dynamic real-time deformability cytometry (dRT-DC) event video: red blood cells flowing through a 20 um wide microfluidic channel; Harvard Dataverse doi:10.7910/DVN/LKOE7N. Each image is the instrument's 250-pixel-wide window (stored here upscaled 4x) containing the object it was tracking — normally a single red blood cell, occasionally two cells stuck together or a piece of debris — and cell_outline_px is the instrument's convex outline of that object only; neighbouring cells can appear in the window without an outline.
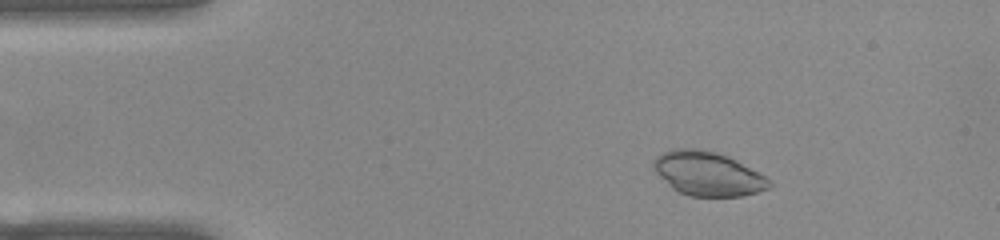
{"species": "common noctule bat (a hibernating species)", "species_latin": "Nyctalus noctula", "temperature_condition": "warm", "stored_images_in_passage": 47, "camera_frame_rate_fps": 3000, "um_per_image_px": 0.085, "animal": {"sex": "female", "body_mass_g": 22.0, "forearm_length_mm": 56.7}, "frame": {"image": 1, "passage_image": 3, "time_ms": 0.667, "image_size_px": [1000, 240], "cell_outline_px": [[772, 184], [768, 188], [756, 192], [740, 196], [688, 196], [672, 188], [652, 168], [652, 160], [656, 156], [672, 148], [696, 148], [716, 152], [728, 156], [736, 160], [772, 180]], "centroid_in_image_um": [60.14, 14.75], "position_along_channel_um": 24.9, "area_um2": 29.65}}
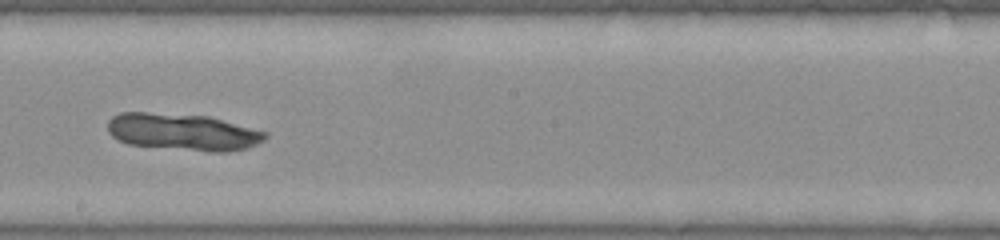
{"frame": {"image": 2, "passage_image": 24, "time_ms": 7.667, "image_size_px": [1000, 240], "cell_outline_px": [[268, 136], [264, 140], [248, 148], [228, 152], [208, 152], [128, 144], [116, 140], [108, 132], [108, 120], [112, 116], [120, 112], [144, 112], [208, 116], [268, 132]], "centroid_in_image_um": [15.54, 11.22], "position_along_channel_um": 232.7, "area_um2": 34.1}}
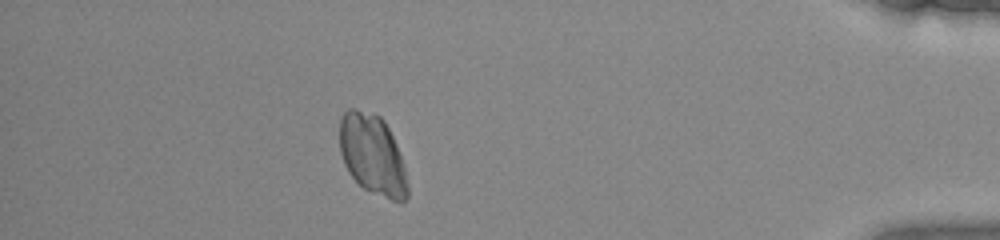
{"frame": {"image": 3, "passage_image": 41, "time_ms": 13.333, "image_size_px": [1000, 240], "cell_outline_px": [[408, 196], [400, 204], [372, 192], [364, 188], [348, 172], [344, 164], [340, 152], [340, 116], [348, 108], [356, 108], [380, 116], [384, 120], [396, 144], [404, 164], [408, 184]], "centroid_in_image_um": [31.66, 13.16], "position_along_channel_um": 403.5, "area_um2": 31.91}}